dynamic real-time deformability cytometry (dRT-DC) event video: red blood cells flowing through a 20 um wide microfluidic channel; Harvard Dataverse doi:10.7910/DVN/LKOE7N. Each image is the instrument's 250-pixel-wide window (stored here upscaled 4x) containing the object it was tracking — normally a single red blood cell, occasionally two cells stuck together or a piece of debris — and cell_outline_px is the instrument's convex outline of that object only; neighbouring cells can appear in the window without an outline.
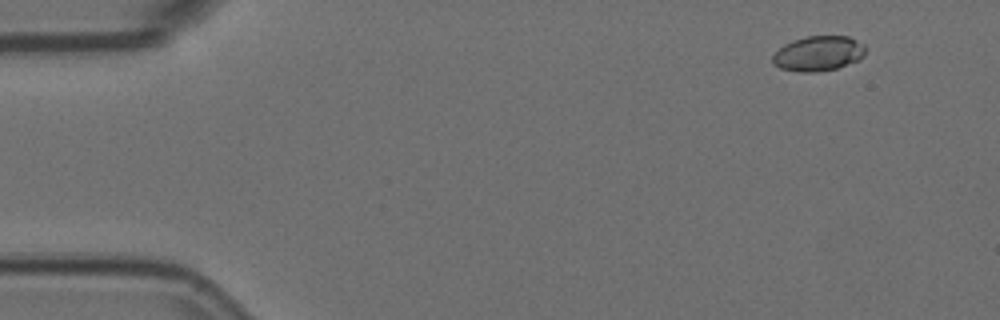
{"species": "Egyptian fruit bat (a non-hibernating species)", "species_latin": "Rousettus aegyptiacus", "temperature_condition": "room temperature", "stored_images_in_passage": 5, "camera_frame_rate_fps": 3000, "um_per_image_px": 0.085, "animal": {"sex": "female"}, "frame": {"image": 1, "passage_image": 2, "time_ms": 0.333, "image_size_px": [1000, 320], "cell_outline_px": [[868, 48], [864, 56], [860, 60], [836, 68], [816, 72], [800, 72], [780, 68], [772, 64], [772, 56], [784, 44], [792, 40], [804, 36], [848, 36], [864, 44]], "centroid_in_image_um": [69.58, 4.54], "position_along_channel_um": 15.4, "area_um2": 19.19}}
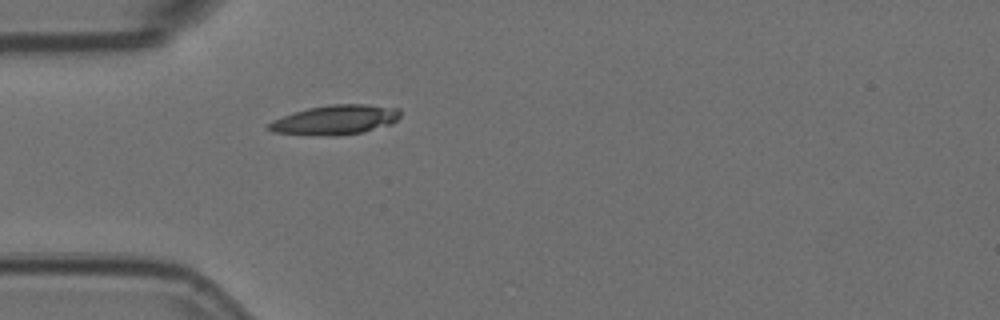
{"frame": {"image": 2, "passage_image": 4, "time_ms": 1.0, "image_size_px": [1000, 320], "cell_outline_px": [[400, 116], [392, 124], [364, 132], [336, 136], [332, 136], [272, 132], [264, 128], [272, 120], [308, 108], [332, 104], [368, 104], [400, 108]], "centroid_in_image_um": [28.53, 10.19], "position_along_channel_um": 56.5, "area_um2": 22.72}}